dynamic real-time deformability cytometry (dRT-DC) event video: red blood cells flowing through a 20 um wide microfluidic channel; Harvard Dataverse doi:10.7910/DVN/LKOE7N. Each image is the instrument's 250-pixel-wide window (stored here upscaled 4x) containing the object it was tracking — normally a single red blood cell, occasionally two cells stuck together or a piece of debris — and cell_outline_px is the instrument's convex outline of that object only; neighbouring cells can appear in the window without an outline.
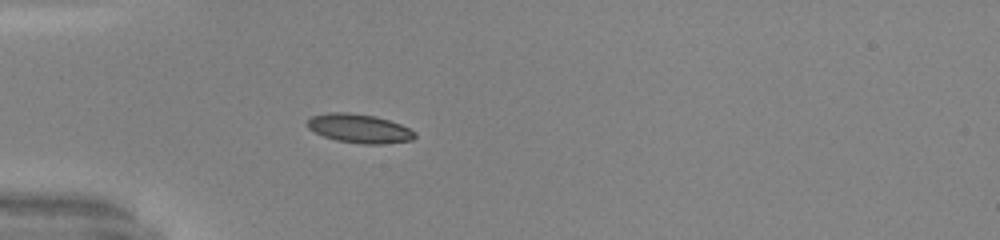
{"species": "common noctule bat (a hibernating species)", "species_latin": "Nyctalus noctula", "temperature_condition": "warm", "stored_images_in_passage": 51, "camera_frame_rate_fps": 3000, "um_per_image_px": 0.085, "animal": {"sex": "male", "body_mass_g": 20.0, "forearm_length_mm": 53.3}, "frame": {"image": 1, "passage_image": 16, "time_ms": 5.0, "image_size_px": [1000, 240], "cell_outline_px": [[416, 136], [412, 140], [384, 144], [364, 144], [336, 140], [324, 136], [308, 128], [308, 120], [312, 116], [328, 112], [348, 112], [376, 116], [400, 124], [416, 132]], "centroid_in_image_um": [30.56, 10.92], "position_along_channel_um": 54.4, "area_um2": 18.03}}
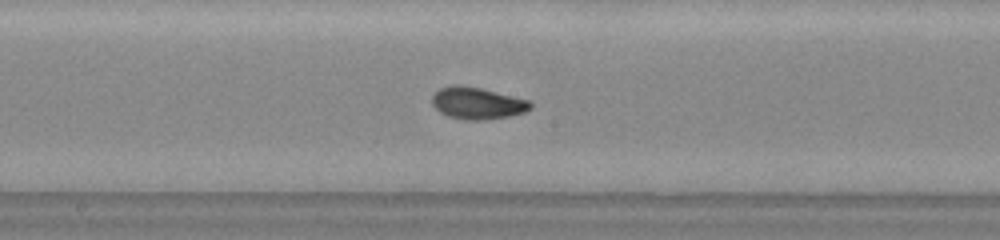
{"frame": {"image": 2, "passage_image": 28, "time_ms": 9.0, "image_size_px": [1000, 240], "cell_outline_px": [[532, 108], [524, 112], [508, 116], [480, 120], [464, 120], [448, 116], [440, 112], [432, 104], [432, 96], [440, 88], [452, 84], [460, 84], [480, 88], [528, 100], [532, 104]], "centroid_in_image_um": [40.54, 8.76], "position_along_channel_um": 207.7, "area_um2": 18.15}}
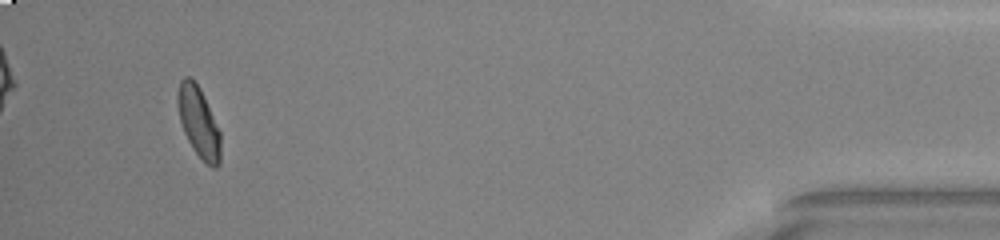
{"frame": {"image": 3, "passage_image": 48, "time_ms": 15.667, "image_size_px": [1000, 240], "cell_outline_px": [[220, 164], [216, 168], [212, 168], [192, 148], [184, 132], [180, 120], [176, 100], [176, 96], [180, 80], [184, 76], [188, 76], [200, 88], [220, 132]], "centroid_in_image_um": [16.87, 10.37], "position_along_channel_um": 418.3, "area_um2": 17.4}, "authors_computed_cell_mechanics": {"area_um2": 17.2822, "velocity_mm_per_s": 4.1561, "shape_relaxation_time_tau1_ms": 3.3946, "shape_relaxation_time_tau2_ms": 0.9812, "deformation_change_tau1": 0.1262, "deformation_change_tau2": 0.0448}}